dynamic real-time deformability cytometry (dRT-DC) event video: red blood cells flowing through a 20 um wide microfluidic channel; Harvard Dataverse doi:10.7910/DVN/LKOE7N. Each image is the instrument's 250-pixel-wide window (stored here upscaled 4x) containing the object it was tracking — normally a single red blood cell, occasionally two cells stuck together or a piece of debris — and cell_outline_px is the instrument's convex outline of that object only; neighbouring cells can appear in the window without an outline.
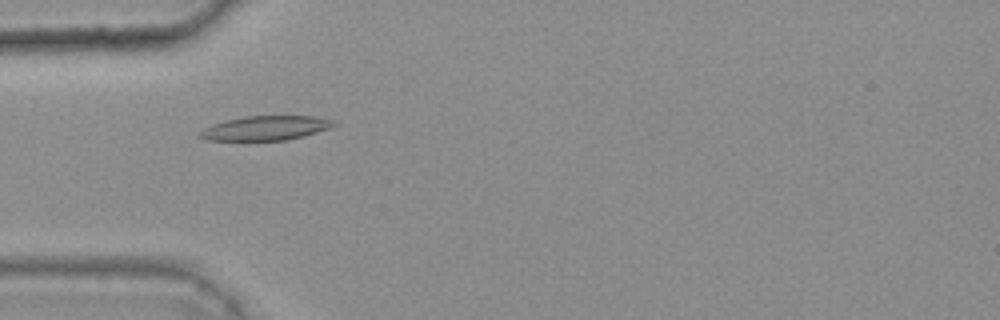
{"species": "common noctule bat (a hibernating species)", "species_latin": "Nyctalus noctula", "temperature_condition": "warm", "stored_images_in_passage": 49, "camera_frame_rate_fps": 3000, "um_per_image_px": 0.085, "animal": {"sex": "female", "body_mass_g": 25.1}, "frame": {"image": 1, "passage_image": 17, "time_ms": 5.333, "image_size_px": [1000, 320], "cell_outline_px": [[336, 124], [328, 128], [304, 136], [288, 140], [208, 140], [196, 136], [204, 128], [212, 124], [224, 120], [244, 116], [312, 116], [332, 120]], "centroid_in_image_um": [22.52, 10.88], "position_along_channel_um": 62.5, "area_um2": 18.9}}
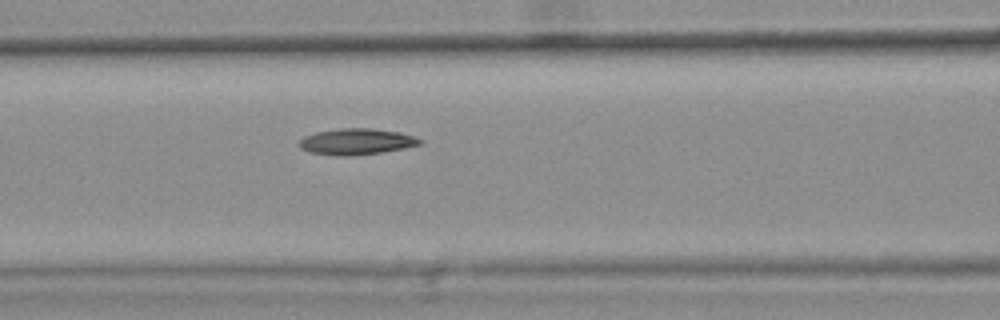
{"frame": {"image": 2, "passage_image": 23, "time_ms": 7.333, "image_size_px": [1000, 320], "cell_outline_px": [[424, 144], [384, 152], [352, 156], [336, 156], [308, 152], [300, 148], [296, 144], [304, 136], [316, 132], [340, 128], [372, 128], [400, 132], [424, 140]], "centroid_in_image_um": [30.29, 12.04], "position_along_channel_um": 136.3, "area_um2": 18.73}}
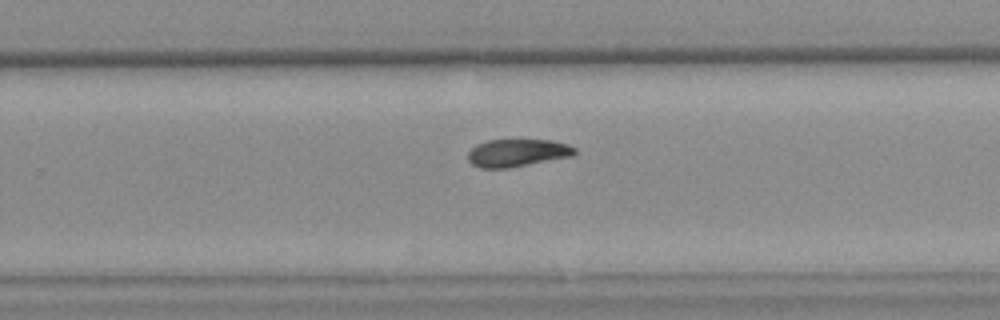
{"frame": {"image": 3, "passage_image": 35, "time_ms": 11.333, "image_size_px": [1000, 320], "cell_outline_px": [[576, 152], [572, 156], [508, 168], [480, 168], [472, 164], [468, 160], [468, 152], [476, 144], [488, 140], [552, 140], [568, 144], [576, 148]], "centroid_in_image_um": [43.96, 12.99], "position_along_channel_um": 285.8, "area_um2": 17.17}, "authors_computed_cell_mechanics": {"area_um2": 18.0336, "velocity_mm_per_s": 3.7467, "shape_relaxation_time_tau1_ms": 6.4541, "shape_relaxation_time_tau2_ms": 2.9096, "deformation_change_tau1": 0.1537, "deformation_change_tau2": 0.0688}}